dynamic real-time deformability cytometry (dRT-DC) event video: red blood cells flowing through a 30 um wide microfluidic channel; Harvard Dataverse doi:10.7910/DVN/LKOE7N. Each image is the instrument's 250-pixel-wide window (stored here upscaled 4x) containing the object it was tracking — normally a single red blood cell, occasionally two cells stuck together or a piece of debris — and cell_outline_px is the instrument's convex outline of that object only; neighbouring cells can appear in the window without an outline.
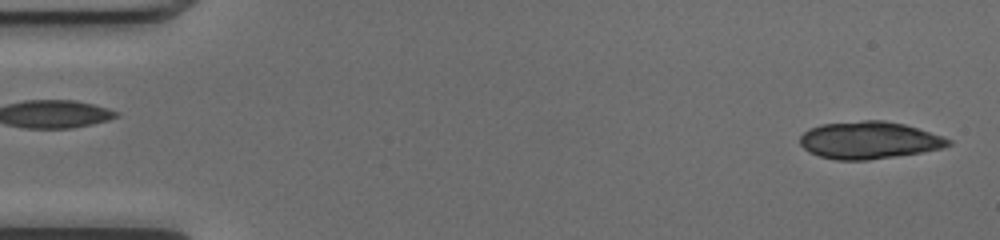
{"species": "common noctule bat (a hibernating species)", "species_latin": "Nyctalus noctula", "temperature_condition": "cold", "stored_images_in_passage": 50, "segment_of_instrument_passage": [1, 2], "camera_frame_rate_fps": 3000, "um_per_image_px": 0.085, "animal": {"sex": "female", "body_mass_g": 17.0, "forearm_length_mm": 48.0}, "frame": {"image": 1, "passage_image": 1, "time_ms": 0.0, "image_size_px": [1000, 240], "cell_outline_px": [[952, 144], [944, 148], [896, 156], [868, 160], [836, 160], [820, 156], [808, 152], [800, 144], [800, 136], [808, 128], [820, 124], [864, 120], [884, 120], [904, 124], [944, 136], [952, 140]], "centroid_in_image_um": [73.87, 11.91], "position_along_channel_um": 11.1, "area_um2": 32.43}}